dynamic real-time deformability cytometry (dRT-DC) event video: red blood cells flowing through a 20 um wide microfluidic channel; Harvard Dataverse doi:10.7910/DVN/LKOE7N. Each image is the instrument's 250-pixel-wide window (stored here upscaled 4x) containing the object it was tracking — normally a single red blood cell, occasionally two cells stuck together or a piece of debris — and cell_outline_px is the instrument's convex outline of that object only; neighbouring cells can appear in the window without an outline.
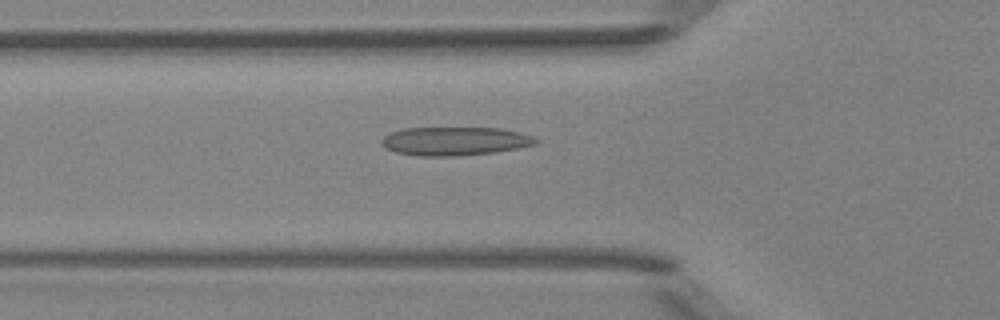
{"species": "Egyptian fruit bat (a non-hibernating species)", "species_latin": "Rousettus aegyptiacus", "temperature_condition": "room temperature", "stored_images_in_passage": 50, "camera_frame_rate_fps": 3000, "um_per_image_px": 0.085, "animal": {"sex": "female"}, "frame": {"image": 1, "passage_image": 17, "time_ms": 5.333, "image_size_px": [1000, 320], "cell_outline_px": [[540, 140], [536, 144], [516, 148], [492, 152], [456, 156], [420, 156], [396, 152], [384, 148], [380, 144], [380, 140], [384, 136], [392, 132], [404, 128], [500, 128], [520, 132], [532, 136]], "centroid_in_image_um": [38.63, 11.99], "position_along_channel_um": 87.2, "area_um2": 25.61}}
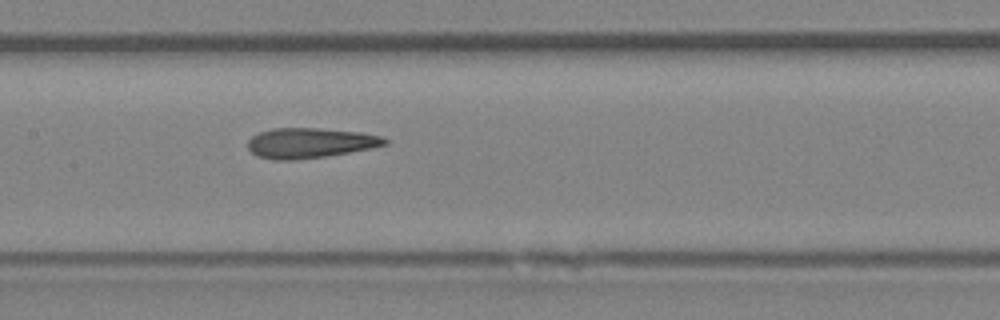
{"frame": {"image": 2, "passage_image": 24, "time_ms": 7.667, "image_size_px": [1000, 320], "cell_outline_px": [[388, 144], [372, 148], [324, 156], [292, 160], [276, 160], [256, 156], [248, 148], [248, 140], [252, 136], [260, 132], [272, 128], [316, 128], [360, 132], [380, 136], [388, 140]], "centroid_in_image_um": [26.33, 12.15], "position_along_channel_um": 181.1, "area_um2": 23.87}}
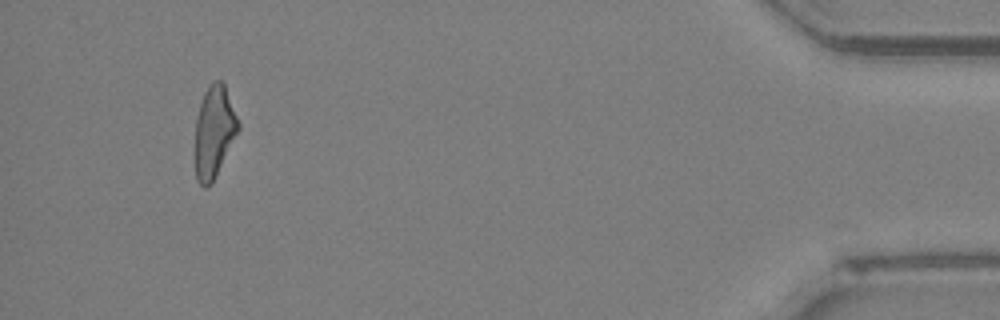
{"frame": {"image": 3, "passage_image": 47, "time_ms": 15.333, "image_size_px": [1000, 320], "cell_outline_px": [[240, 128], [212, 184], [208, 188], [204, 188], [196, 180], [192, 152], [196, 120], [200, 104], [204, 92], [208, 84], [216, 80], [220, 80], [224, 84], [240, 124]], "centroid_in_image_um": [18.14, 11.27], "position_along_channel_um": 417.1, "area_um2": 23.81}, "authors_computed_cell_mechanics": {"area_um2": 24.3049, "velocity_mm_per_s": 4.0375, "shape_relaxation_time_tau1_ms": null, "shape_relaxation_time_tau2_ms": 2.6371, "deformation_change_tau1": null, "deformation_change_tau2": 0.1406}}